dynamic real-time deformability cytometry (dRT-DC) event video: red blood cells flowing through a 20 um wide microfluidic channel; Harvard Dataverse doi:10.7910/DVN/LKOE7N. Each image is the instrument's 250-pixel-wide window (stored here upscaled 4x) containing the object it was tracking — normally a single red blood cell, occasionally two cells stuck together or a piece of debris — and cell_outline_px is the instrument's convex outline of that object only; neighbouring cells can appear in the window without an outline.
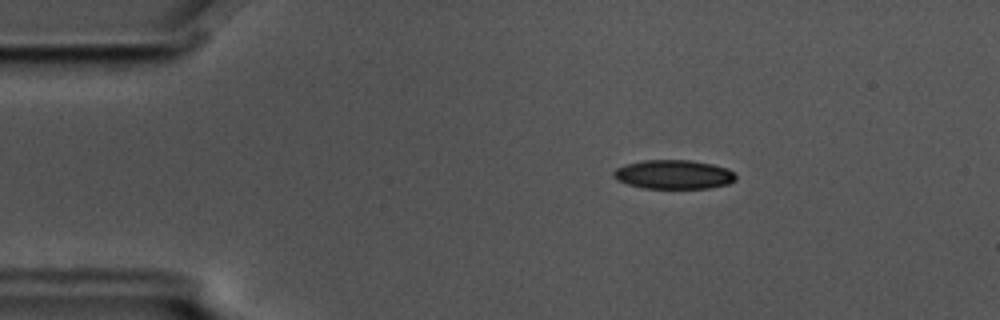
{"species": "common noctule bat (a hibernating species)", "species_latin": "Nyctalus noctula", "temperature_condition": "cold", "stored_images_in_passage": 4, "camera_frame_rate_fps": 3000, "um_per_image_px": 0.085, "animal": {"sex": "male", "body_mass_g": 17.5, "forearm_length_mm": 52.3}, "frame": {"image": 1, "passage_image": 3, "time_ms": 0.667, "image_size_px": [1000, 320], "cell_outline_px": [[736, 180], [728, 184], [708, 188], [644, 188], [628, 184], [616, 180], [612, 176], [612, 172], [616, 168], [624, 164], [644, 160], [692, 160], [712, 164], [728, 168], [736, 176]], "centroid_in_image_um": [57.24, 14.82], "position_along_channel_um": 27.8, "area_um2": 20.81}}